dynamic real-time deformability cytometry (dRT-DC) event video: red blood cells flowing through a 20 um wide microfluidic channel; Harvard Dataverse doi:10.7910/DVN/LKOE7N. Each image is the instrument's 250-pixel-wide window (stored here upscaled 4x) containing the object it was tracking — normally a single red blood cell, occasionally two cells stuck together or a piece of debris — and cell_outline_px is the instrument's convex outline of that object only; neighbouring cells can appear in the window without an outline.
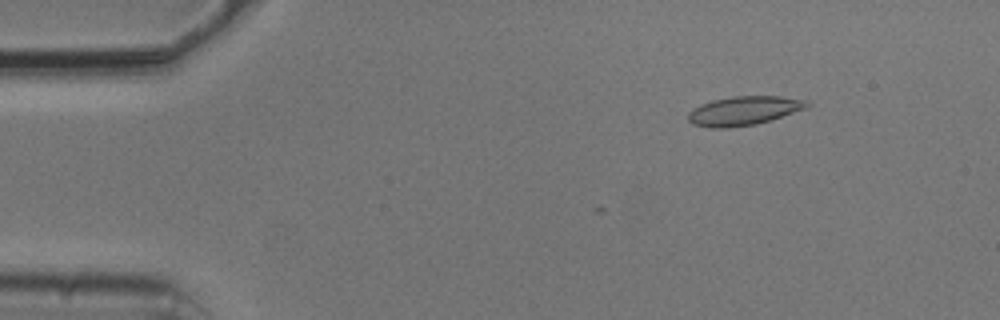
{"species": "common noctule bat (a hibernating species)", "species_latin": "Nyctalus noctula", "temperature_condition": "cold", "stored_images_in_passage": 9, "camera_frame_rate_fps": 3000, "um_per_image_px": 0.085, "animal": {"sex": "male", "body_mass_g": 20.5, "forearm_length_mm": 52.5}, "frame": {"image": 1, "passage_image": 1, "time_ms": 0.0, "image_size_px": [1000, 320], "cell_outline_px": [[812, 104], [808, 108], [756, 124], [724, 128], [712, 128], [692, 124], [688, 120], [688, 112], [692, 108], [700, 104], [712, 100], [732, 96], [780, 96], [804, 100]], "centroid_in_image_um": [63.2, 9.41], "position_along_channel_um": 21.8, "area_um2": 20.11}}
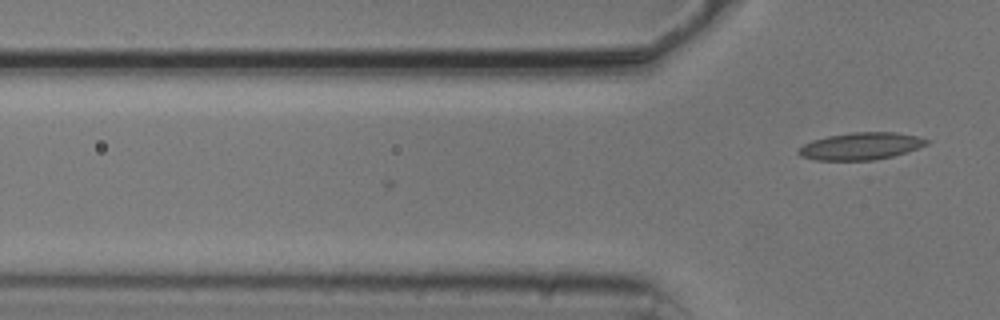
{"frame": {"image": 2, "passage_image": 9, "time_ms": 2.667, "image_size_px": [1000, 320], "cell_outline_px": [[932, 140], [928, 144], [892, 156], [872, 160], [816, 160], [800, 156], [796, 152], [804, 144], [812, 140], [828, 136], [852, 132], [896, 132], [916, 136]], "centroid_in_image_um": [73.16, 12.41], "position_along_channel_um": 52.6, "area_um2": 20.17}}